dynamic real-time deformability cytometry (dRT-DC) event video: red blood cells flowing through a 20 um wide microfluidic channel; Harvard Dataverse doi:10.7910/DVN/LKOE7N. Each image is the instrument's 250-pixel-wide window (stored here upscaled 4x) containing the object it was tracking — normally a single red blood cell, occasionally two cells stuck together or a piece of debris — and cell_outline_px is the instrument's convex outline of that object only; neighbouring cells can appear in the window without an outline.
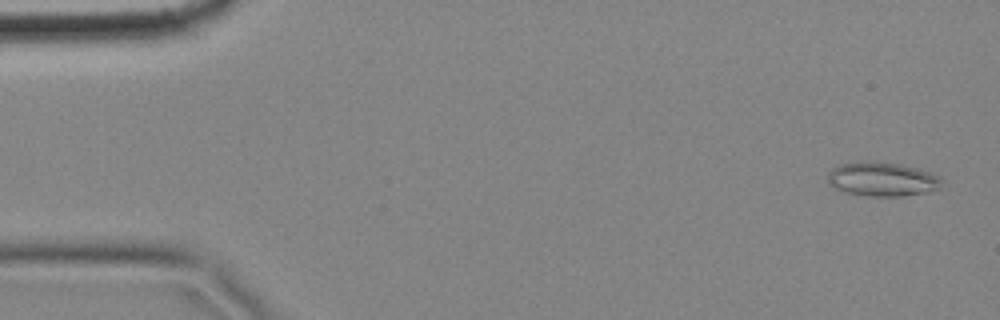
{"species": "common noctule bat (a hibernating species)", "species_latin": "Nyctalus noctula", "temperature_condition": "cold", "stored_images_in_passage": 6, "camera_frame_rate_fps": 3000, "um_per_image_px": 0.085, "animal": {"sex": "female", "body_mass_g": 18.4}, "frame": {"image": 1, "passage_image": 1, "time_ms": 0.0, "image_size_px": [1000, 320], "cell_outline_px": [[940, 188], [928, 192], [900, 196], [868, 196], [848, 192], [836, 188], [828, 180], [828, 172], [832, 168], [840, 164], [864, 160], [900, 164], [916, 168], [928, 172], [936, 176], [940, 180]], "centroid_in_image_um": [74.96, 15.22], "position_along_channel_um": 10.0, "area_um2": 22.31}}